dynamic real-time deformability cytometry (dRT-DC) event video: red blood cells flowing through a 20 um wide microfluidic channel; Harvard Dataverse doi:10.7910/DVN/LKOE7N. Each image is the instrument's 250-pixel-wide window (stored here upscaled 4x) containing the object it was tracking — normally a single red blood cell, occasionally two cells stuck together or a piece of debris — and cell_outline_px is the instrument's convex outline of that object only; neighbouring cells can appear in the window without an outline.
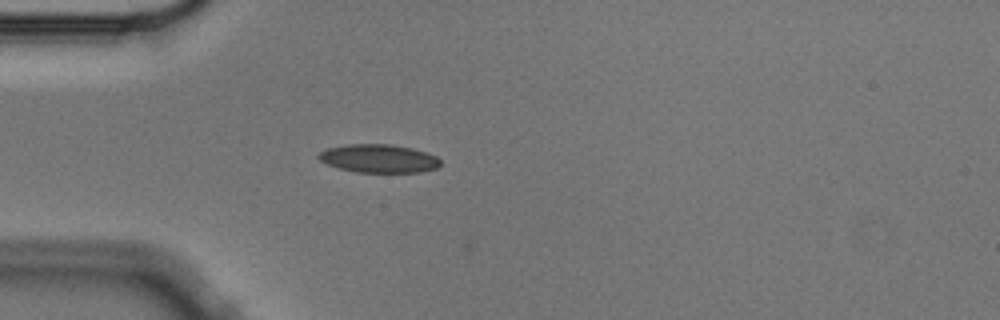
{"species": "Egyptian fruit bat (a non-hibernating species)", "species_latin": "Rousettus aegyptiacus", "temperature_condition": "cold", "stored_images_in_passage": 33, "camera_frame_rate_fps": 3000, "um_per_image_px": 0.085, "animal": {"sex": "male"}, "frame": {"image": 1, "passage_image": 1, "time_ms": 0.0, "image_size_px": [1000, 320], "cell_outline_px": [[440, 164], [436, 168], [420, 172], [356, 172], [340, 168], [328, 164], [320, 160], [316, 156], [320, 152], [328, 148], [348, 144], [392, 144], [412, 148], [436, 156], [440, 160]], "centroid_in_image_um": [32.19, 13.47], "position_along_channel_um": 52.8, "area_um2": 19.94}}
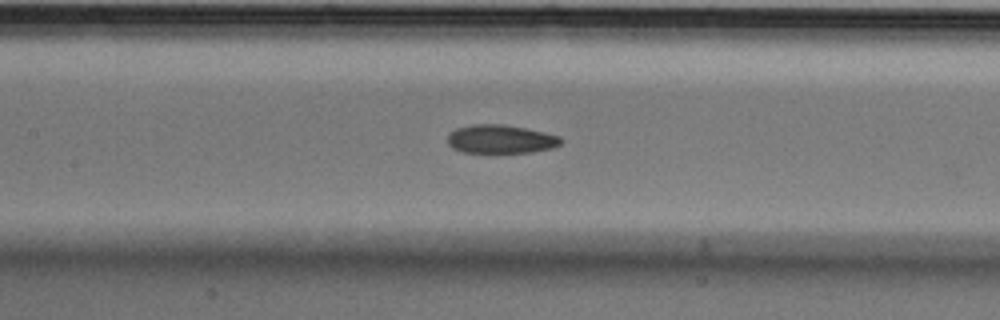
{"frame": {"image": 2, "passage_image": 11, "time_ms": 3.333, "image_size_px": [1000, 320], "cell_outline_px": [[564, 140], [560, 144], [552, 148], [532, 152], [460, 152], [452, 148], [448, 144], [448, 136], [456, 128], [472, 124], [504, 124], [544, 132], [560, 136]], "centroid_in_image_um": [42.56, 11.82], "position_along_channel_um": 164.8, "area_um2": 18.84}}
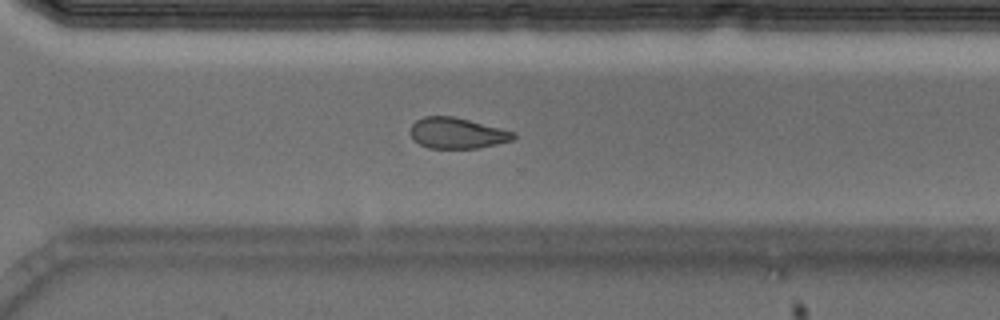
{"frame": {"image": 3, "passage_image": 25, "time_ms": 8.0, "image_size_px": [1000, 320], "cell_outline_px": [[516, 136], [512, 140], [480, 148], [428, 148], [420, 144], [412, 136], [412, 124], [416, 120], [424, 116], [452, 116], [516, 132]], "centroid_in_image_um": [38.88, 11.32], "position_along_channel_um": 331.7, "area_um2": 18.26}}